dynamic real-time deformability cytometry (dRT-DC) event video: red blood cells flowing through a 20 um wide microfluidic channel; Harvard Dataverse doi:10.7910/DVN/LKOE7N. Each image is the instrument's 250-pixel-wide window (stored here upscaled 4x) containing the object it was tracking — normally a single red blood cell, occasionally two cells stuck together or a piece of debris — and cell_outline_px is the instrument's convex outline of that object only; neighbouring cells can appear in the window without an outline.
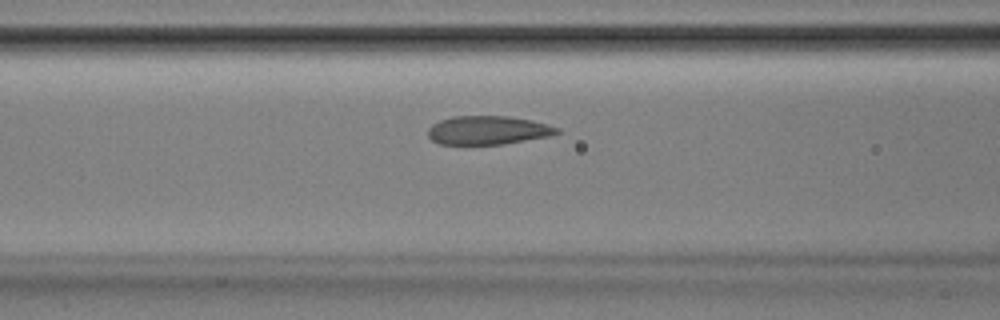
{"species": "Egyptian fruit bat (a non-hibernating species)", "species_latin": "Rousettus aegyptiacus", "temperature_condition": "room temperature", "stored_images_in_passage": 45, "camera_frame_rate_fps": 3000, "um_per_image_px": 0.085, "animal": {"sex": "male"}, "frame": {"image": 1, "passage_image": 14, "time_ms": 4.333, "image_size_px": [1000, 320], "cell_outline_px": [[560, 132], [548, 136], [504, 144], [440, 144], [432, 140], [428, 136], [428, 128], [432, 124], [440, 120], [452, 116], [508, 116], [532, 120], [548, 124], [560, 128]], "centroid_in_image_um": [41.47, 11.06], "position_along_channel_um": 125.1, "area_um2": 21.56}}
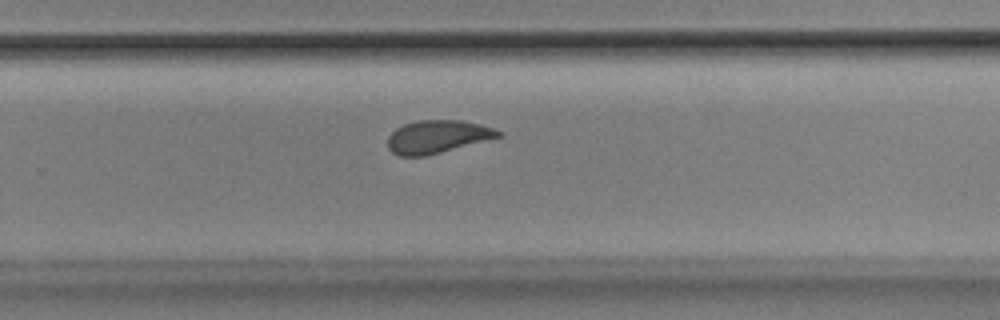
{"frame": {"image": 2, "passage_image": 27, "time_ms": 8.667, "image_size_px": [1000, 320], "cell_outline_px": [[504, 132], [500, 136], [440, 152], [424, 156], [400, 156], [392, 152], [388, 148], [388, 136], [396, 128], [404, 124], [416, 120], [460, 120], [480, 124]], "centroid_in_image_um": [37.13, 11.61], "position_along_channel_um": 292.7, "area_um2": 20.92}}
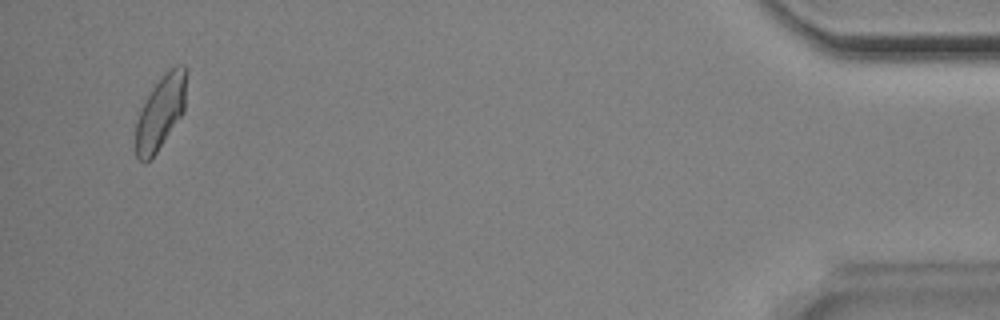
{"frame": {"image": 3, "passage_image": 43, "time_ms": 14.0, "image_size_px": [1000, 320], "cell_outline_px": [[188, 72], [184, 112], [156, 152], [144, 164], [136, 156], [136, 120], [152, 88], [168, 68], [176, 64], [184, 64], [188, 68]], "centroid_in_image_um": [13.7, 9.46], "position_along_channel_um": 421.5, "area_um2": 21.85}, "authors_computed_cell_mechanics": {"area_um2": 21.964, "velocity_mm_per_s": 3.874, "shape_relaxation_time_tau1_ms": 7.734, "shape_relaxation_time_tau2_ms": 1.2834, "deformation_change_tau1": 0.1692, "deformation_change_tau2": 0.0796}}